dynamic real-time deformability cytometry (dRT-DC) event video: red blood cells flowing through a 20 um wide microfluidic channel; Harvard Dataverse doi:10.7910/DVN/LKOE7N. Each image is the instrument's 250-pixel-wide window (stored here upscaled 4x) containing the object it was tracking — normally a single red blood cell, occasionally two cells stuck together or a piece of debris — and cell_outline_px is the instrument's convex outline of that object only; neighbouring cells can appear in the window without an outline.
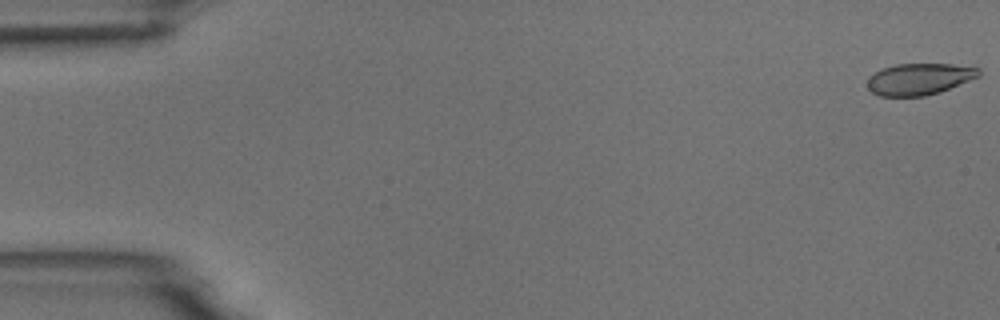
{"species": "common noctule bat (a hibernating species)", "species_latin": "Nyctalus noctula", "temperature_condition": "room temperature", "stored_images_in_passage": 6, "camera_frame_rate_fps": 3000, "um_per_image_px": 0.085, "animal": {"sex": "male", "body_mass_g": 18.8}, "frame": {"image": 1, "passage_image": 1, "time_ms": 0.0, "image_size_px": [1000, 320], "cell_outline_px": [[980, 76], [940, 92], [924, 96], [880, 96], [872, 92], [868, 88], [868, 76], [884, 68], [896, 64], [952, 64], [980, 68]], "centroid_in_image_um": [78.15, 6.72], "position_along_channel_um": 6.9, "area_um2": 20.4}}
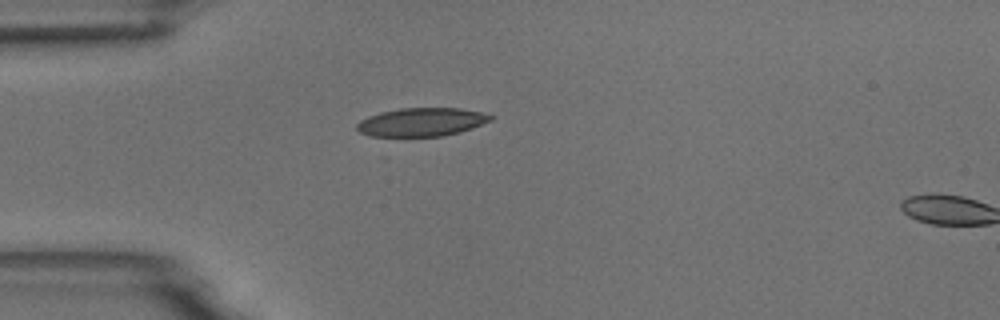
{"frame": {"image": 2, "passage_image": 5, "time_ms": 4.667, "image_size_px": [1000, 320], "cell_outline_px": [[496, 116], [492, 120], [472, 128], [460, 132], [444, 136], [384, 140], [368, 136], [360, 132], [356, 128], [356, 124], [360, 120], [368, 116], [380, 112], [400, 108], [460, 108], [480, 112]], "centroid_in_image_um": [35.74, 10.43], "position_along_channel_um": 49.3, "area_um2": 23.35}}